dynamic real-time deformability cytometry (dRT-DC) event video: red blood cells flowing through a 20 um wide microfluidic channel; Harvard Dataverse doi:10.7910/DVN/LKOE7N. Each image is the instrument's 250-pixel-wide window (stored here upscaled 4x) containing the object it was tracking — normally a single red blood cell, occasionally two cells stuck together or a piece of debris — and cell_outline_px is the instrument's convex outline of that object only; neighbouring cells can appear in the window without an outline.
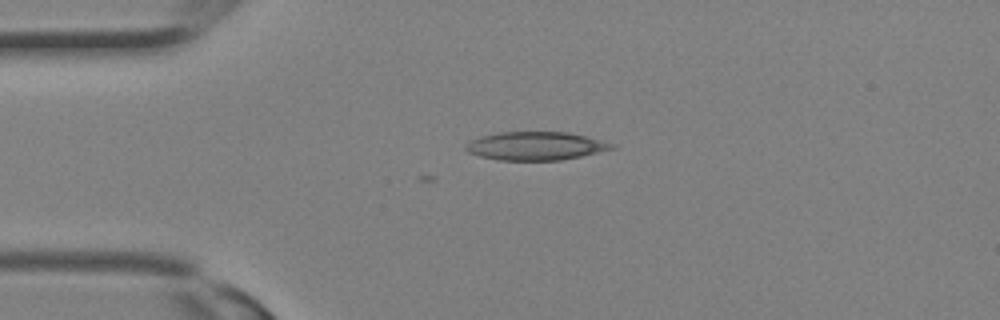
{"species": "Egyptian fruit bat (a non-hibernating species)", "species_latin": "Rousettus aegyptiacus", "temperature_condition": "room temperature", "stored_images_in_passage": 5, "camera_frame_rate_fps": 3000, "um_per_image_px": 0.085, "animal": {"sex": "female"}, "frame": {"image": 1, "passage_image": 1, "time_ms": 0.0, "image_size_px": [1000, 320], "cell_outline_px": [[616, 148], [580, 156], [560, 160], [500, 160], [480, 156], [468, 152], [464, 148], [464, 144], [480, 136], [500, 132], [568, 132], [616, 144]], "centroid_in_image_um": [45.51, 12.4], "position_along_channel_um": 39.5, "area_um2": 23.99}}
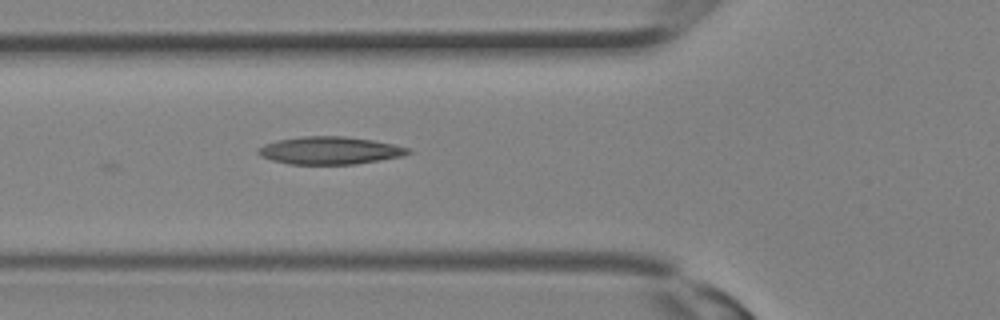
{"frame": {"image": 2, "passage_image": 5, "time_ms": 1.333, "image_size_px": [1000, 320], "cell_outline_px": [[412, 152], [400, 156], [380, 160], [356, 164], [288, 164], [272, 160], [260, 156], [256, 152], [256, 148], [264, 144], [276, 140], [304, 136], [344, 136], [372, 140], [392, 144], [408, 148]], "centroid_in_image_um": [27.97, 12.79], "position_along_channel_um": 97.8, "area_um2": 24.1}}